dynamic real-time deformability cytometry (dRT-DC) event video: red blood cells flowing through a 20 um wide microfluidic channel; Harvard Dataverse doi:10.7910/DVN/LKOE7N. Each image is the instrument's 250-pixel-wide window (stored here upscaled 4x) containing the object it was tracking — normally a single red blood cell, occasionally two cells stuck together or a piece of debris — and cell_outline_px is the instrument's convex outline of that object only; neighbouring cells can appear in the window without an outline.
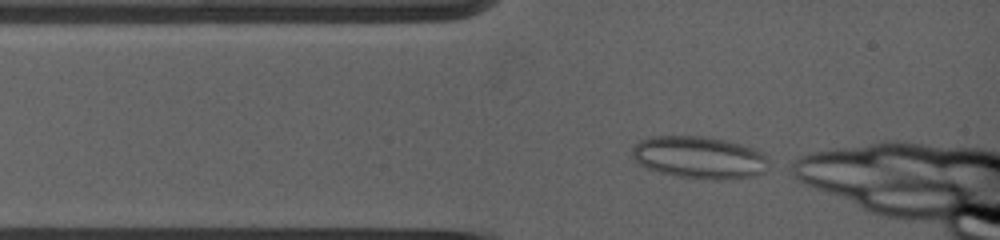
{"species": "common noctule bat (a hibernating species)", "species_latin": "Nyctalus noctula", "temperature_condition": "warm", "stored_images_in_passage": 8, "camera_frame_rate_fps": 5000, "um_per_image_px": 0.085, "animal": {"sex": "female", "body_mass_g": 19.0, "forearm_length_mm": 53.3}, "frame": {"image": 1, "passage_image": 1, "time_ms": 0.0, "image_size_px": [1000, 240], "cell_outline_px": [[768, 156], [764, 172], [752, 176], [720, 180], [680, 176], [660, 172], [648, 168], [632, 160], [632, 148], [640, 140], [648, 136], [700, 136], [724, 140], [740, 144], [764, 152]], "centroid_in_image_um": [59.41, 13.37], "position_along_channel_um": 25.6, "area_um2": 33.41}}